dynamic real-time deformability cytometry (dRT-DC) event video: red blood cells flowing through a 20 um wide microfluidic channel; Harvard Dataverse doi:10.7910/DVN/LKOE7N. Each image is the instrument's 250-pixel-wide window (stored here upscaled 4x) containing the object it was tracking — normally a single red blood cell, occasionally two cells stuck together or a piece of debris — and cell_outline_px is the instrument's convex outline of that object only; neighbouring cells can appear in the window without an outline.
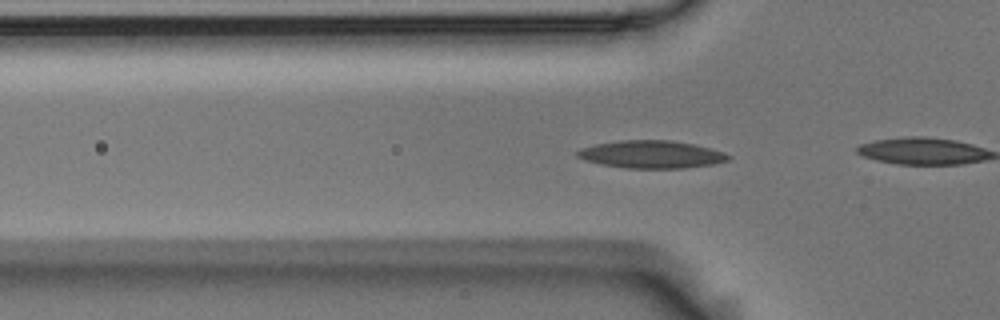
{"species": "Egyptian fruit bat (a non-hibernating species)", "species_latin": "Rousettus aegyptiacus", "temperature_condition": "room temperature", "stored_images_in_passage": 46, "camera_frame_rate_fps": 3000, "um_per_image_px": 0.085, "animal": {"sex": "male"}, "frame": {"image": 1, "passage_image": 8, "time_ms": 2.333, "image_size_px": [1000, 320], "cell_outline_px": [[732, 156], [728, 160], [712, 164], [684, 168], [628, 168], [600, 164], [584, 160], [576, 156], [576, 152], [580, 148], [596, 144], [620, 140], [672, 140], [712, 148], [724, 152]], "centroid_in_image_um": [55.36, 13.12], "position_along_channel_um": 70.4, "area_um2": 24.33}}
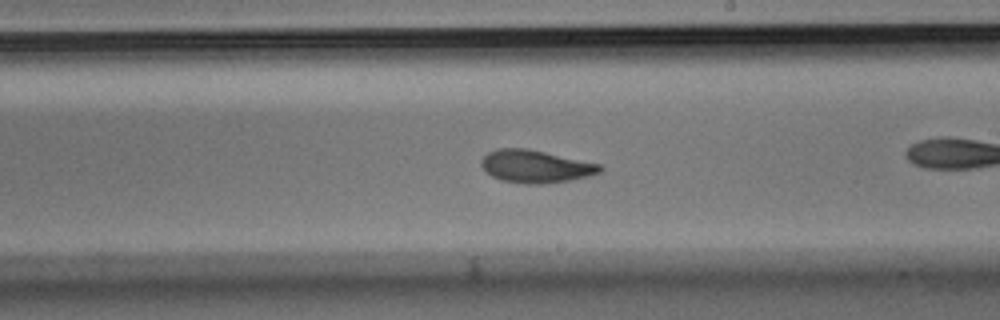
{"frame": {"image": 2, "passage_image": 22, "time_ms": 7.0, "image_size_px": [1000, 320], "cell_outline_px": [[604, 168], [600, 172], [588, 176], [572, 180], [544, 184], [524, 184], [500, 180], [492, 176], [480, 164], [480, 160], [488, 152], [500, 148], [528, 148], [600, 164]], "centroid_in_image_um": [45.53, 14.15], "position_along_channel_um": 243.5, "area_um2": 22.66}}
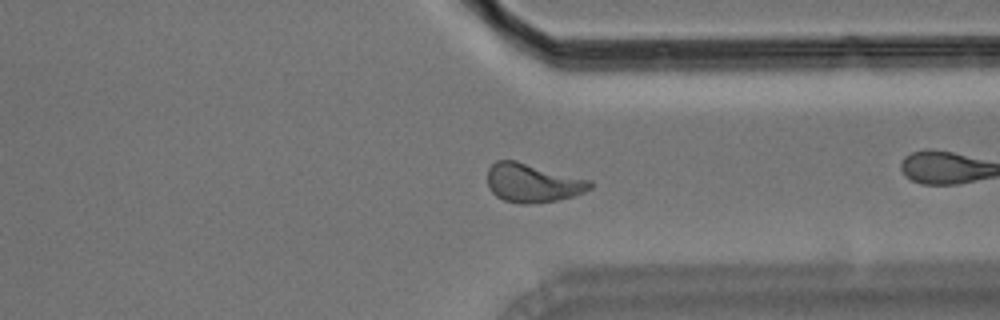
{"frame": {"image": 3, "passage_image": 32, "time_ms": 10.333, "image_size_px": [1000, 320], "cell_outline_px": [[592, 188], [584, 192], [572, 196], [556, 200], [532, 204], [520, 204], [504, 200], [496, 196], [488, 188], [488, 168], [496, 160], [516, 160], [592, 180]], "centroid_in_image_um": [45.27, 15.54], "position_along_channel_um": 366.1, "area_um2": 23.35}, "authors_computed_cell_mechanics": {"area_um2": 22.6576, "velocity_mm_per_s": 3.6868, "shape_relaxation_time_tau1_ms": 4.5963, "shape_relaxation_time_tau2_ms": 2.5548, "deformation_change_tau1": 0.1524, "deformation_change_tau2": 0.0823}}